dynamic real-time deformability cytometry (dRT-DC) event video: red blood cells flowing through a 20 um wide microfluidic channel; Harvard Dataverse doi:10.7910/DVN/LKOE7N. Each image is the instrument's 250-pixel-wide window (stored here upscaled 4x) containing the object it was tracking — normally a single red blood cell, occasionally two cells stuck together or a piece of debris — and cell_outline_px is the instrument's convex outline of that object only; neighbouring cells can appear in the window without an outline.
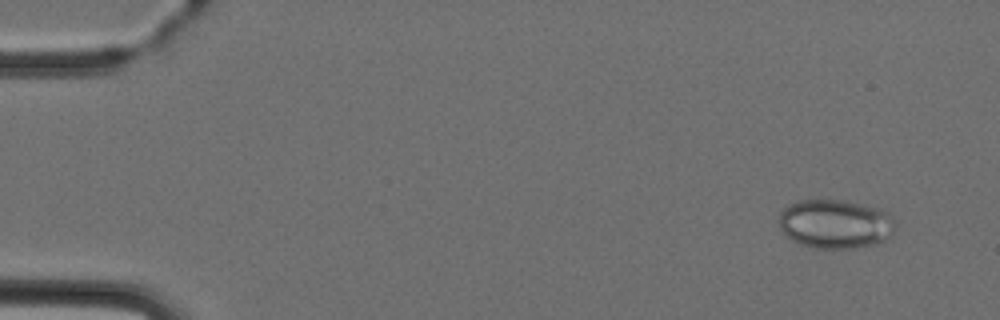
{"species": "Egyptian fruit bat (a non-hibernating species)", "species_latin": "Rousettus aegyptiacus", "temperature_condition": "cold", "stored_images_in_passage": 5, "camera_frame_rate_fps": 3000, "um_per_image_px": 0.085, "animal": {"sex": "female"}, "frame": {"image": 1, "passage_image": 1, "time_ms": 0.0, "image_size_px": [1000, 320], "cell_outline_px": [[896, 224], [892, 236], [880, 244], [856, 248], [816, 248], [800, 244], [792, 240], [780, 228], [780, 212], [788, 204], [796, 200], [844, 200], [876, 208], [888, 212], [896, 220]], "centroid_in_image_um": [71.05, 19.04], "position_along_channel_um": 14.0, "area_um2": 33.58}}